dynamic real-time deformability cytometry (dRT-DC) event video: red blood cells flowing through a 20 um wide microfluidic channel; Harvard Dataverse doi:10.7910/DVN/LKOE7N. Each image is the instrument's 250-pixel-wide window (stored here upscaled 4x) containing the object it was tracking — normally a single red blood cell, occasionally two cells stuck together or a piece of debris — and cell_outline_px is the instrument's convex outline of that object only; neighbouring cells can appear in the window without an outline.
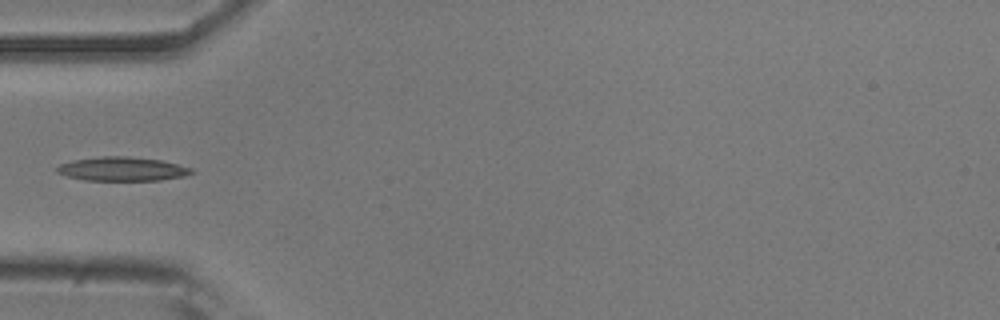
{"species": "common noctule bat (a hibernating species)", "species_latin": "Nyctalus noctula", "temperature_condition": "room temperature", "stored_images_in_passage": 31, "camera_frame_rate_fps": 3000, "um_per_image_px": 0.085, "animal": {"sex": "male", "body_mass_g": 20.5, "forearm_length_mm": 52.5}, "frame": {"image": 1, "passage_image": 1, "time_ms": 0.0, "image_size_px": [1000, 320], "cell_outline_px": [[196, 172], [184, 176], [160, 180], [84, 180], [68, 176], [56, 172], [56, 168], [60, 164], [72, 160], [100, 156], [124, 156], [160, 160], [192, 168]], "centroid_in_image_um": [10.38, 14.36], "position_along_channel_um": 74.6, "area_um2": 18.67}}
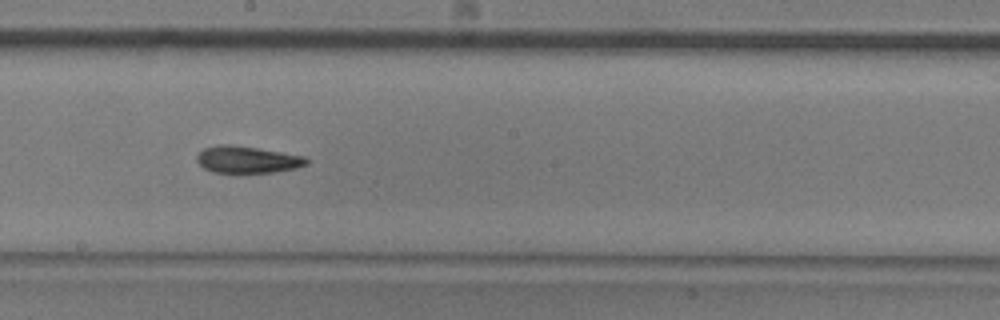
{"frame": {"image": 2, "passage_image": 13, "time_ms": 4.0, "image_size_px": [1000, 320], "cell_outline_px": [[308, 164], [296, 168], [272, 172], [212, 172], [204, 168], [196, 160], [196, 156], [204, 148], [216, 144], [232, 144], [304, 156], [308, 160]], "centroid_in_image_um": [20.99, 13.55], "position_along_channel_um": 227.2, "area_um2": 17.05}}
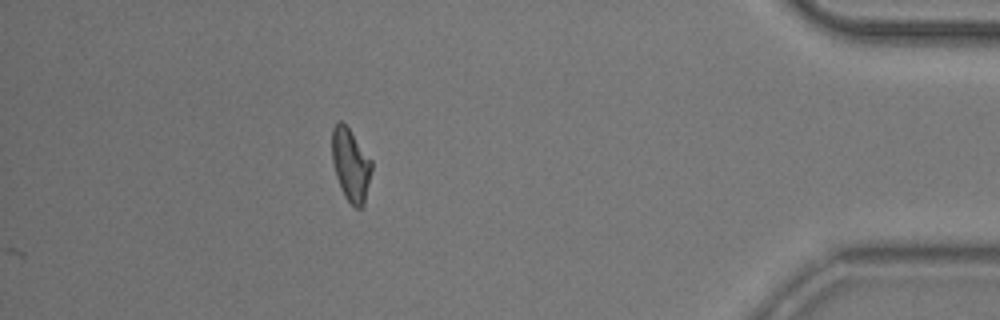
{"frame": {"image": 3, "passage_image": 31, "time_ms": 10.0, "image_size_px": [1000, 320], "cell_outline_px": [[372, 168], [364, 204], [360, 208], [356, 208], [344, 196], [340, 188], [336, 176], [332, 160], [332, 128], [340, 120], [348, 128], [372, 160]], "centroid_in_image_um": [29.8, 14.02], "position_along_channel_um": 405.4, "area_um2": 16.59}}